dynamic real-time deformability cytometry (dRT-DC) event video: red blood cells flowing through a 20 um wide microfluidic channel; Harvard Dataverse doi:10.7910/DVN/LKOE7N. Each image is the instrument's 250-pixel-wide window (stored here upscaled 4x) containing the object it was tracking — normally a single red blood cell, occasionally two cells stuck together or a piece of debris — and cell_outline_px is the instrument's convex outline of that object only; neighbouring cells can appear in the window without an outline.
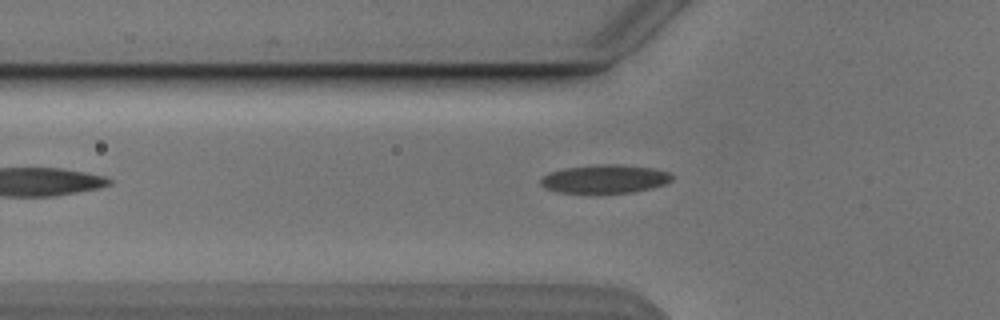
{"species": "Egyptian fruit bat (a non-hibernating species)", "species_latin": "Rousettus aegyptiacus", "temperature_condition": "cold", "stored_images_in_passage": 4, "camera_frame_rate_fps": 3000, "um_per_image_px": 0.085, "animal": {"sex": "male"}, "frame": {"image": 1, "passage_image": 3, "time_ms": 2.333, "image_size_px": [1000, 320], "cell_outline_px": [[672, 180], [664, 184], [652, 188], [632, 192], [592, 196], [556, 192], [544, 188], [540, 184], [540, 180], [548, 172], [564, 168], [596, 164], [616, 164], [652, 168], [668, 172], [672, 176]], "centroid_in_image_um": [51.33, 15.26], "position_along_channel_um": 74.5, "area_um2": 22.72}}
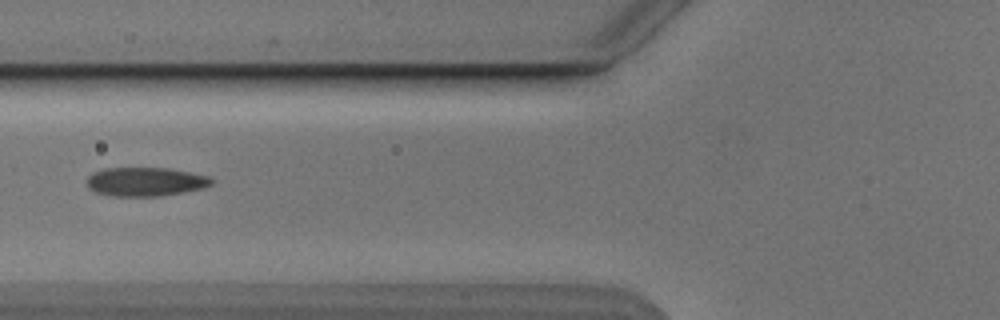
{"frame": {"image": 2, "passage_image": 4, "time_ms": 3.333, "image_size_px": [1000, 320], "cell_outline_px": [[216, 180], [212, 184], [204, 188], [184, 192], [160, 196], [112, 196], [96, 192], [88, 188], [88, 176], [92, 172], [104, 168], [168, 168], [208, 176]], "centroid_in_image_um": [12.38, 15.45], "position_along_channel_um": 113.4, "area_um2": 21.04}}